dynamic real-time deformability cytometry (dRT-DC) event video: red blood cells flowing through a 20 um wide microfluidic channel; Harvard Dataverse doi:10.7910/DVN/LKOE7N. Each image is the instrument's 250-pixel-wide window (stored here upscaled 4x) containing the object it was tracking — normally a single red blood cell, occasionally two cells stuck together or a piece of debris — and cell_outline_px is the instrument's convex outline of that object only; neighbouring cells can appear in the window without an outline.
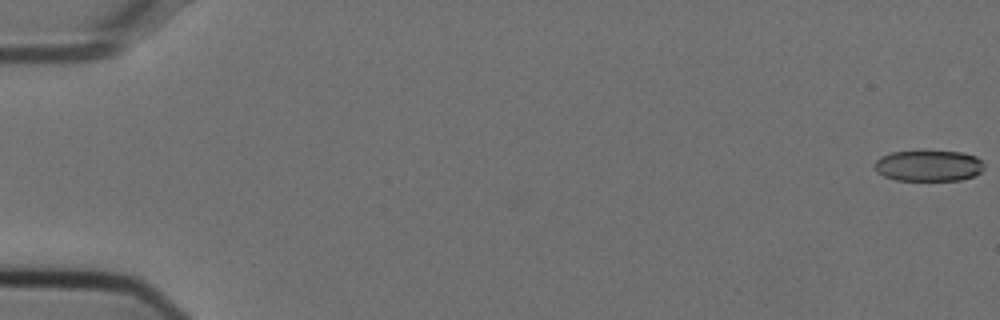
{"species": "Egyptian fruit bat (a non-hibernating species)", "species_latin": "Rousettus aegyptiacus", "temperature_condition": "cold", "stored_images_in_passage": 53, "camera_frame_rate_fps": 3000, "um_per_image_px": 0.085, "animal": {"sex": "female"}, "frame": {"image": 1, "passage_image": 1, "time_ms": 0.0, "image_size_px": [1000, 320], "cell_outline_px": [[984, 168], [976, 176], [960, 180], [896, 180], [884, 176], [876, 172], [872, 164], [880, 156], [892, 152], [964, 152], [976, 156], [984, 164]], "centroid_in_image_um": [78.92, 14.1], "position_along_channel_um": 6.1, "area_um2": 19.83}}
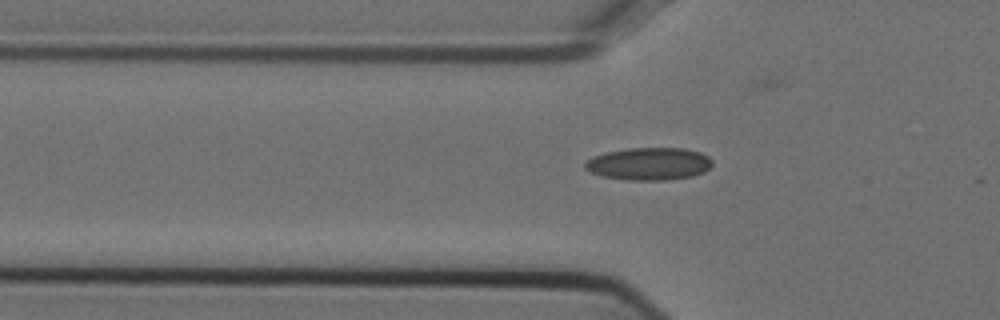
{"frame": {"image": 2, "passage_image": 19, "time_ms": 6.0, "image_size_px": [1000, 320], "cell_outline_px": [[712, 164], [704, 172], [692, 176], [664, 180], [628, 180], [604, 176], [592, 172], [584, 168], [584, 164], [592, 156], [608, 152], [628, 148], [684, 148], [700, 152], [708, 156], [712, 160]], "centroid_in_image_um": [55.18, 13.92], "position_along_channel_um": 70.6, "area_um2": 23.99}}
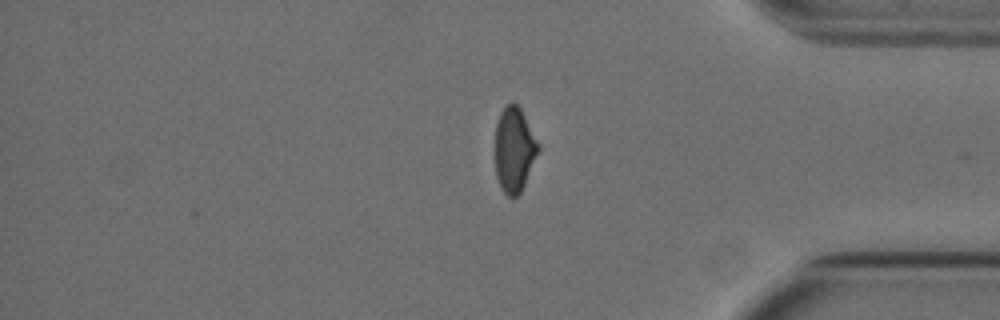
{"frame": {"image": 3, "passage_image": 46, "time_ms": 15.0, "image_size_px": [1000, 320], "cell_outline_px": [[540, 148], [524, 184], [520, 192], [516, 196], [508, 196], [504, 192], [496, 176], [496, 124], [500, 112], [512, 100], [520, 108], [540, 144]], "centroid_in_image_um": [43.72, 12.68], "position_along_channel_um": 391.5, "area_um2": 20.98}, "authors_computed_cell_mechanics": {"area_um2": 22.1952, "velocity_mm_per_s": 3.7751, "shape_relaxation_time_tau1_ms": null, "shape_relaxation_time_tau2_ms": 2.3247, "deformation_change_tau1": null, "deformation_change_tau2": 0.0687}}